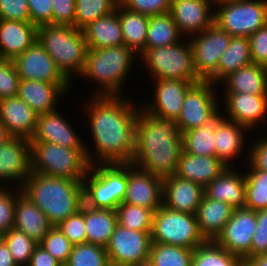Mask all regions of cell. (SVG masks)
Returning a JSON list of instances; mask_svg holds the SVG:
<instances>
[{
    "label": "cell",
    "instance_id": "6da1fadb",
    "mask_svg": "<svg viewBox=\"0 0 267 266\" xmlns=\"http://www.w3.org/2000/svg\"><path fill=\"white\" fill-rule=\"evenodd\" d=\"M85 101L83 113L87 115L88 125L90 123L88 129L94 145L93 150L85 143L90 165L131 163L135 151V121L141 106L122 95L91 96Z\"/></svg>",
    "mask_w": 267,
    "mask_h": 266
},
{
    "label": "cell",
    "instance_id": "7a4b0ae2",
    "mask_svg": "<svg viewBox=\"0 0 267 266\" xmlns=\"http://www.w3.org/2000/svg\"><path fill=\"white\" fill-rule=\"evenodd\" d=\"M183 140L175 120L139 109L135 121V151L131 163L162 178L177 171Z\"/></svg>",
    "mask_w": 267,
    "mask_h": 266
},
{
    "label": "cell",
    "instance_id": "3957f363",
    "mask_svg": "<svg viewBox=\"0 0 267 266\" xmlns=\"http://www.w3.org/2000/svg\"><path fill=\"white\" fill-rule=\"evenodd\" d=\"M21 189L47 216L52 226L77 213L84 203L82 180L31 172Z\"/></svg>",
    "mask_w": 267,
    "mask_h": 266
},
{
    "label": "cell",
    "instance_id": "277c9868",
    "mask_svg": "<svg viewBox=\"0 0 267 266\" xmlns=\"http://www.w3.org/2000/svg\"><path fill=\"white\" fill-rule=\"evenodd\" d=\"M136 56L125 45L88 49L83 71L78 77L96 84L92 96H121Z\"/></svg>",
    "mask_w": 267,
    "mask_h": 266
},
{
    "label": "cell",
    "instance_id": "5b68a950",
    "mask_svg": "<svg viewBox=\"0 0 267 266\" xmlns=\"http://www.w3.org/2000/svg\"><path fill=\"white\" fill-rule=\"evenodd\" d=\"M37 40L71 82L75 76L78 78L88 50L82 30L45 24L37 27Z\"/></svg>",
    "mask_w": 267,
    "mask_h": 266
},
{
    "label": "cell",
    "instance_id": "8992f818",
    "mask_svg": "<svg viewBox=\"0 0 267 266\" xmlns=\"http://www.w3.org/2000/svg\"><path fill=\"white\" fill-rule=\"evenodd\" d=\"M84 204L95 209L116 210L123 203L128 183V163L90 165L82 180Z\"/></svg>",
    "mask_w": 267,
    "mask_h": 266
},
{
    "label": "cell",
    "instance_id": "52a82bcc",
    "mask_svg": "<svg viewBox=\"0 0 267 266\" xmlns=\"http://www.w3.org/2000/svg\"><path fill=\"white\" fill-rule=\"evenodd\" d=\"M31 172L49 177L83 180L90 168L85 148H66L30 141Z\"/></svg>",
    "mask_w": 267,
    "mask_h": 266
},
{
    "label": "cell",
    "instance_id": "ba28073f",
    "mask_svg": "<svg viewBox=\"0 0 267 266\" xmlns=\"http://www.w3.org/2000/svg\"><path fill=\"white\" fill-rule=\"evenodd\" d=\"M138 57L146 70H149L152 80L173 79L194 83L203 81L194 67L189 38L171 46L145 49Z\"/></svg>",
    "mask_w": 267,
    "mask_h": 266
},
{
    "label": "cell",
    "instance_id": "9c48e42d",
    "mask_svg": "<svg viewBox=\"0 0 267 266\" xmlns=\"http://www.w3.org/2000/svg\"><path fill=\"white\" fill-rule=\"evenodd\" d=\"M214 23L230 36L249 37L267 24V0L216 3Z\"/></svg>",
    "mask_w": 267,
    "mask_h": 266
},
{
    "label": "cell",
    "instance_id": "30bf717a",
    "mask_svg": "<svg viewBox=\"0 0 267 266\" xmlns=\"http://www.w3.org/2000/svg\"><path fill=\"white\" fill-rule=\"evenodd\" d=\"M206 240L199 232L195 214L161 206L154 212L151 242L195 249Z\"/></svg>",
    "mask_w": 267,
    "mask_h": 266
},
{
    "label": "cell",
    "instance_id": "8fae6325",
    "mask_svg": "<svg viewBox=\"0 0 267 266\" xmlns=\"http://www.w3.org/2000/svg\"><path fill=\"white\" fill-rule=\"evenodd\" d=\"M215 88L217 85L212 82L201 81L187 91L182 109L175 121L182 134L207 124L221 112V97L217 93L219 90Z\"/></svg>",
    "mask_w": 267,
    "mask_h": 266
},
{
    "label": "cell",
    "instance_id": "7c38bea8",
    "mask_svg": "<svg viewBox=\"0 0 267 266\" xmlns=\"http://www.w3.org/2000/svg\"><path fill=\"white\" fill-rule=\"evenodd\" d=\"M231 37L215 23L203 32L191 36L194 67L203 81L217 83V65L221 55L228 48Z\"/></svg>",
    "mask_w": 267,
    "mask_h": 266
},
{
    "label": "cell",
    "instance_id": "4fadbf2b",
    "mask_svg": "<svg viewBox=\"0 0 267 266\" xmlns=\"http://www.w3.org/2000/svg\"><path fill=\"white\" fill-rule=\"evenodd\" d=\"M151 232H142L116 226L106 252L110 266H131L149 259Z\"/></svg>",
    "mask_w": 267,
    "mask_h": 266
},
{
    "label": "cell",
    "instance_id": "5bb4252c",
    "mask_svg": "<svg viewBox=\"0 0 267 266\" xmlns=\"http://www.w3.org/2000/svg\"><path fill=\"white\" fill-rule=\"evenodd\" d=\"M20 79L62 84L69 92L71 82L57 67L53 58L36 40L13 60Z\"/></svg>",
    "mask_w": 267,
    "mask_h": 266
},
{
    "label": "cell",
    "instance_id": "9a60e30c",
    "mask_svg": "<svg viewBox=\"0 0 267 266\" xmlns=\"http://www.w3.org/2000/svg\"><path fill=\"white\" fill-rule=\"evenodd\" d=\"M256 227L255 211L246 208L234 209L230 220L214 241L229 253L245 260L250 257Z\"/></svg>",
    "mask_w": 267,
    "mask_h": 266
},
{
    "label": "cell",
    "instance_id": "2e32d148",
    "mask_svg": "<svg viewBox=\"0 0 267 266\" xmlns=\"http://www.w3.org/2000/svg\"><path fill=\"white\" fill-rule=\"evenodd\" d=\"M152 100L143 101L141 109L147 114H154L162 118L177 120L182 109L187 91L194 82L173 79H157ZM150 102V103H149ZM144 103V104H143Z\"/></svg>",
    "mask_w": 267,
    "mask_h": 266
},
{
    "label": "cell",
    "instance_id": "e0dca14e",
    "mask_svg": "<svg viewBox=\"0 0 267 266\" xmlns=\"http://www.w3.org/2000/svg\"><path fill=\"white\" fill-rule=\"evenodd\" d=\"M225 94V95H224ZM224 95V96H223ZM223 118L246 126L251 131L267 123V95L223 93ZM225 103V104H224Z\"/></svg>",
    "mask_w": 267,
    "mask_h": 266
},
{
    "label": "cell",
    "instance_id": "ac0fdd59",
    "mask_svg": "<svg viewBox=\"0 0 267 266\" xmlns=\"http://www.w3.org/2000/svg\"><path fill=\"white\" fill-rule=\"evenodd\" d=\"M30 173V140L12 137L0 145V186L8 187V184L15 183L14 186L21 188Z\"/></svg>",
    "mask_w": 267,
    "mask_h": 266
},
{
    "label": "cell",
    "instance_id": "d6986e66",
    "mask_svg": "<svg viewBox=\"0 0 267 266\" xmlns=\"http://www.w3.org/2000/svg\"><path fill=\"white\" fill-rule=\"evenodd\" d=\"M214 6L213 0H171L169 13L186 39L214 23Z\"/></svg>",
    "mask_w": 267,
    "mask_h": 266
},
{
    "label": "cell",
    "instance_id": "ffe728a7",
    "mask_svg": "<svg viewBox=\"0 0 267 266\" xmlns=\"http://www.w3.org/2000/svg\"><path fill=\"white\" fill-rule=\"evenodd\" d=\"M163 178L128 163V183L123 203L154 211L162 206Z\"/></svg>",
    "mask_w": 267,
    "mask_h": 266
},
{
    "label": "cell",
    "instance_id": "44dd1931",
    "mask_svg": "<svg viewBox=\"0 0 267 266\" xmlns=\"http://www.w3.org/2000/svg\"><path fill=\"white\" fill-rule=\"evenodd\" d=\"M62 116L58 108L37 116V127L30 141H43L66 148H85V142L76 129ZM75 130V131H74Z\"/></svg>",
    "mask_w": 267,
    "mask_h": 266
},
{
    "label": "cell",
    "instance_id": "7402d4cb",
    "mask_svg": "<svg viewBox=\"0 0 267 266\" xmlns=\"http://www.w3.org/2000/svg\"><path fill=\"white\" fill-rule=\"evenodd\" d=\"M204 196V188L194 182L169 175L163 178L162 205L168 209L195 214Z\"/></svg>",
    "mask_w": 267,
    "mask_h": 266
},
{
    "label": "cell",
    "instance_id": "603a6c76",
    "mask_svg": "<svg viewBox=\"0 0 267 266\" xmlns=\"http://www.w3.org/2000/svg\"><path fill=\"white\" fill-rule=\"evenodd\" d=\"M249 130V132H248ZM251 130L246 126L237 124L236 122L223 119L218 125L214 133L215 141V156L220 159L228 167H235L233 158L236 161L239 159L243 160L244 163L249 159V147L245 148V134L250 133ZM244 147V148H243ZM243 149V150H242ZM248 150L244 152V150ZM246 155L244 157V155ZM245 158H240L242 156ZM237 158V159H236ZM242 159V160H241ZM232 163V164H231Z\"/></svg>",
    "mask_w": 267,
    "mask_h": 266
},
{
    "label": "cell",
    "instance_id": "cb8c5ba5",
    "mask_svg": "<svg viewBox=\"0 0 267 266\" xmlns=\"http://www.w3.org/2000/svg\"><path fill=\"white\" fill-rule=\"evenodd\" d=\"M37 116L18 96L0 100V119L11 137L31 140L36 131Z\"/></svg>",
    "mask_w": 267,
    "mask_h": 266
},
{
    "label": "cell",
    "instance_id": "d4e9b609",
    "mask_svg": "<svg viewBox=\"0 0 267 266\" xmlns=\"http://www.w3.org/2000/svg\"><path fill=\"white\" fill-rule=\"evenodd\" d=\"M66 93L62 84L20 79L17 96L39 115L57 109V102Z\"/></svg>",
    "mask_w": 267,
    "mask_h": 266
},
{
    "label": "cell",
    "instance_id": "484cf974",
    "mask_svg": "<svg viewBox=\"0 0 267 266\" xmlns=\"http://www.w3.org/2000/svg\"><path fill=\"white\" fill-rule=\"evenodd\" d=\"M227 167L217 178L204 188V195L210 199L226 202L234 209L245 207L244 172Z\"/></svg>",
    "mask_w": 267,
    "mask_h": 266
},
{
    "label": "cell",
    "instance_id": "4316f807",
    "mask_svg": "<svg viewBox=\"0 0 267 266\" xmlns=\"http://www.w3.org/2000/svg\"><path fill=\"white\" fill-rule=\"evenodd\" d=\"M37 40L31 22L0 19V58L14 60Z\"/></svg>",
    "mask_w": 267,
    "mask_h": 266
},
{
    "label": "cell",
    "instance_id": "83f0119b",
    "mask_svg": "<svg viewBox=\"0 0 267 266\" xmlns=\"http://www.w3.org/2000/svg\"><path fill=\"white\" fill-rule=\"evenodd\" d=\"M227 167L216 156H198L183 150L175 175L205 188Z\"/></svg>",
    "mask_w": 267,
    "mask_h": 266
},
{
    "label": "cell",
    "instance_id": "f1b7e54d",
    "mask_svg": "<svg viewBox=\"0 0 267 266\" xmlns=\"http://www.w3.org/2000/svg\"><path fill=\"white\" fill-rule=\"evenodd\" d=\"M51 227L47 216L22 192L21 188L17 187L13 228L25 233L39 244Z\"/></svg>",
    "mask_w": 267,
    "mask_h": 266
},
{
    "label": "cell",
    "instance_id": "f546056e",
    "mask_svg": "<svg viewBox=\"0 0 267 266\" xmlns=\"http://www.w3.org/2000/svg\"><path fill=\"white\" fill-rule=\"evenodd\" d=\"M82 31L88 49L124 45L119 20V3L113 12L91 22Z\"/></svg>",
    "mask_w": 267,
    "mask_h": 266
},
{
    "label": "cell",
    "instance_id": "4dcf8cb0",
    "mask_svg": "<svg viewBox=\"0 0 267 266\" xmlns=\"http://www.w3.org/2000/svg\"><path fill=\"white\" fill-rule=\"evenodd\" d=\"M234 208L226 202L203 196L195 217L205 240H215L230 220Z\"/></svg>",
    "mask_w": 267,
    "mask_h": 266
},
{
    "label": "cell",
    "instance_id": "1f68e13d",
    "mask_svg": "<svg viewBox=\"0 0 267 266\" xmlns=\"http://www.w3.org/2000/svg\"><path fill=\"white\" fill-rule=\"evenodd\" d=\"M221 83L224 93L267 95V67L250 63L228 75Z\"/></svg>",
    "mask_w": 267,
    "mask_h": 266
},
{
    "label": "cell",
    "instance_id": "d6a6232c",
    "mask_svg": "<svg viewBox=\"0 0 267 266\" xmlns=\"http://www.w3.org/2000/svg\"><path fill=\"white\" fill-rule=\"evenodd\" d=\"M117 225L116 210L95 209L85 205L86 243L106 248Z\"/></svg>",
    "mask_w": 267,
    "mask_h": 266
},
{
    "label": "cell",
    "instance_id": "836d02e7",
    "mask_svg": "<svg viewBox=\"0 0 267 266\" xmlns=\"http://www.w3.org/2000/svg\"><path fill=\"white\" fill-rule=\"evenodd\" d=\"M119 20L124 45L140 56L145 50L149 16L132 12L119 3Z\"/></svg>",
    "mask_w": 267,
    "mask_h": 266
},
{
    "label": "cell",
    "instance_id": "e575fe53",
    "mask_svg": "<svg viewBox=\"0 0 267 266\" xmlns=\"http://www.w3.org/2000/svg\"><path fill=\"white\" fill-rule=\"evenodd\" d=\"M252 63L248 37L232 36L217 65V85L239 68Z\"/></svg>",
    "mask_w": 267,
    "mask_h": 266
},
{
    "label": "cell",
    "instance_id": "d590c367",
    "mask_svg": "<svg viewBox=\"0 0 267 266\" xmlns=\"http://www.w3.org/2000/svg\"><path fill=\"white\" fill-rule=\"evenodd\" d=\"M223 119V114L220 112L207 124L183 133V150L198 156H215L214 133Z\"/></svg>",
    "mask_w": 267,
    "mask_h": 266
},
{
    "label": "cell",
    "instance_id": "8d00e7d4",
    "mask_svg": "<svg viewBox=\"0 0 267 266\" xmlns=\"http://www.w3.org/2000/svg\"><path fill=\"white\" fill-rule=\"evenodd\" d=\"M182 38L170 13L149 16L145 49L171 46Z\"/></svg>",
    "mask_w": 267,
    "mask_h": 266
},
{
    "label": "cell",
    "instance_id": "74e56055",
    "mask_svg": "<svg viewBox=\"0 0 267 266\" xmlns=\"http://www.w3.org/2000/svg\"><path fill=\"white\" fill-rule=\"evenodd\" d=\"M192 266H244V260L229 253L213 240L194 249Z\"/></svg>",
    "mask_w": 267,
    "mask_h": 266
},
{
    "label": "cell",
    "instance_id": "f35d334b",
    "mask_svg": "<svg viewBox=\"0 0 267 266\" xmlns=\"http://www.w3.org/2000/svg\"><path fill=\"white\" fill-rule=\"evenodd\" d=\"M193 249L151 243L149 260L153 266H192Z\"/></svg>",
    "mask_w": 267,
    "mask_h": 266
},
{
    "label": "cell",
    "instance_id": "ab89813d",
    "mask_svg": "<svg viewBox=\"0 0 267 266\" xmlns=\"http://www.w3.org/2000/svg\"><path fill=\"white\" fill-rule=\"evenodd\" d=\"M245 185V207L249 210L267 209V171L247 169Z\"/></svg>",
    "mask_w": 267,
    "mask_h": 266
},
{
    "label": "cell",
    "instance_id": "60d3db41",
    "mask_svg": "<svg viewBox=\"0 0 267 266\" xmlns=\"http://www.w3.org/2000/svg\"><path fill=\"white\" fill-rule=\"evenodd\" d=\"M154 210L129 203H121L116 208L118 224L126 229L151 232Z\"/></svg>",
    "mask_w": 267,
    "mask_h": 266
},
{
    "label": "cell",
    "instance_id": "b9f144b4",
    "mask_svg": "<svg viewBox=\"0 0 267 266\" xmlns=\"http://www.w3.org/2000/svg\"><path fill=\"white\" fill-rule=\"evenodd\" d=\"M118 3L119 0H76L74 27L84 29L96 19L113 12Z\"/></svg>",
    "mask_w": 267,
    "mask_h": 266
},
{
    "label": "cell",
    "instance_id": "7bdbcfd3",
    "mask_svg": "<svg viewBox=\"0 0 267 266\" xmlns=\"http://www.w3.org/2000/svg\"><path fill=\"white\" fill-rule=\"evenodd\" d=\"M64 266H110L105 247L92 243L73 245Z\"/></svg>",
    "mask_w": 267,
    "mask_h": 266
},
{
    "label": "cell",
    "instance_id": "ee69618b",
    "mask_svg": "<svg viewBox=\"0 0 267 266\" xmlns=\"http://www.w3.org/2000/svg\"><path fill=\"white\" fill-rule=\"evenodd\" d=\"M1 238L7 244L17 266H27L38 243L16 228H11Z\"/></svg>",
    "mask_w": 267,
    "mask_h": 266
},
{
    "label": "cell",
    "instance_id": "f6af8a7d",
    "mask_svg": "<svg viewBox=\"0 0 267 266\" xmlns=\"http://www.w3.org/2000/svg\"><path fill=\"white\" fill-rule=\"evenodd\" d=\"M39 244L63 266L68 262L73 248V244L56 226L49 229Z\"/></svg>",
    "mask_w": 267,
    "mask_h": 266
},
{
    "label": "cell",
    "instance_id": "bcb514c9",
    "mask_svg": "<svg viewBox=\"0 0 267 266\" xmlns=\"http://www.w3.org/2000/svg\"><path fill=\"white\" fill-rule=\"evenodd\" d=\"M56 227L68 238L73 245L86 243L85 204L74 215L61 221Z\"/></svg>",
    "mask_w": 267,
    "mask_h": 266
},
{
    "label": "cell",
    "instance_id": "7dc6e473",
    "mask_svg": "<svg viewBox=\"0 0 267 266\" xmlns=\"http://www.w3.org/2000/svg\"><path fill=\"white\" fill-rule=\"evenodd\" d=\"M0 186V237L13 228L15 207L17 201V187L13 191Z\"/></svg>",
    "mask_w": 267,
    "mask_h": 266
},
{
    "label": "cell",
    "instance_id": "c3c4849f",
    "mask_svg": "<svg viewBox=\"0 0 267 266\" xmlns=\"http://www.w3.org/2000/svg\"><path fill=\"white\" fill-rule=\"evenodd\" d=\"M19 80L13 60L0 58V100L17 96Z\"/></svg>",
    "mask_w": 267,
    "mask_h": 266
},
{
    "label": "cell",
    "instance_id": "681fc988",
    "mask_svg": "<svg viewBox=\"0 0 267 266\" xmlns=\"http://www.w3.org/2000/svg\"><path fill=\"white\" fill-rule=\"evenodd\" d=\"M126 9L147 16L169 13L171 0H119Z\"/></svg>",
    "mask_w": 267,
    "mask_h": 266
},
{
    "label": "cell",
    "instance_id": "f907efd6",
    "mask_svg": "<svg viewBox=\"0 0 267 266\" xmlns=\"http://www.w3.org/2000/svg\"><path fill=\"white\" fill-rule=\"evenodd\" d=\"M257 227L253 234L250 257L267 254V209L255 211Z\"/></svg>",
    "mask_w": 267,
    "mask_h": 266
},
{
    "label": "cell",
    "instance_id": "816d5d0a",
    "mask_svg": "<svg viewBox=\"0 0 267 266\" xmlns=\"http://www.w3.org/2000/svg\"><path fill=\"white\" fill-rule=\"evenodd\" d=\"M0 19L30 22L27 0H0Z\"/></svg>",
    "mask_w": 267,
    "mask_h": 266
},
{
    "label": "cell",
    "instance_id": "f5cc1de1",
    "mask_svg": "<svg viewBox=\"0 0 267 266\" xmlns=\"http://www.w3.org/2000/svg\"><path fill=\"white\" fill-rule=\"evenodd\" d=\"M252 63L267 67V24L248 37Z\"/></svg>",
    "mask_w": 267,
    "mask_h": 266
},
{
    "label": "cell",
    "instance_id": "db71d44e",
    "mask_svg": "<svg viewBox=\"0 0 267 266\" xmlns=\"http://www.w3.org/2000/svg\"><path fill=\"white\" fill-rule=\"evenodd\" d=\"M52 24L74 27L76 0H51Z\"/></svg>",
    "mask_w": 267,
    "mask_h": 266
},
{
    "label": "cell",
    "instance_id": "11a10c76",
    "mask_svg": "<svg viewBox=\"0 0 267 266\" xmlns=\"http://www.w3.org/2000/svg\"><path fill=\"white\" fill-rule=\"evenodd\" d=\"M260 137L256 138L255 142L251 140L249 159L245 162V165L249 163L246 165L247 168L249 167L248 169L267 171V135H261Z\"/></svg>",
    "mask_w": 267,
    "mask_h": 266
},
{
    "label": "cell",
    "instance_id": "9f6ffc18",
    "mask_svg": "<svg viewBox=\"0 0 267 266\" xmlns=\"http://www.w3.org/2000/svg\"><path fill=\"white\" fill-rule=\"evenodd\" d=\"M30 22L41 26L52 24L53 8L51 0H27Z\"/></svg>",
    "mask_w": 267,
    "mask_h": 266
},
{
    "label": "cell",
    "instance_id": "6f0895ef",
    "mask_svg": "<svg viewBox=\"0 0 267 266\" xmlns=\"http://www.w3.org/2000/svg\"><path fill=\"white\" fill-rule=\"evenodd\" d=\"M27 266H63L55 257L45 250L40 244L34 248Z\"/></svg>",
    "mask_w": 267,
    "mask_h": 266
},
{
    "label": "cell",
    "instance_id": "680465c9",
    "mask_svg": "<svg viewBox=\"0 0 267 266\" xmlns=\"http://www.w3.org/2000/svg\"><path fill=\"white\" fill-rule=\"evenodd\" d=\"M0 266H17L5 241L0 237Z\"/></svg>",
    "mask_w": 267,
    "mask_h": 266
},
{
    "label": "cell",
    "instance_id": "91938a15",
    "mask_svg": "<svg viewBox=\"0 0 267 266\" xmlns=\"http://www.w3.org/2000/svg\"><path fill=\"white\" fill-rule=\"evenodd\" d=\"M244 266H267V254L246 258Z\"/></svg>",
    "mask_w": 267,
    "mask_h": 266
},
{
    "label": "cell",
    "instance_id": "94428289",
    "mask_svg": "<svg viewBox=\"0 0 267 266\" xmlns=\"http://www.w3.org/2000/svg\"><path fill=\"white\" fill-rule=\"evenodd\" d=\"M12 137L9 135L7 129L0 119V145L5 144Z\"/></svg>",
    "mask_w": 267,
    "mask_h": 266
},
{
    "label": "cell",
    "instance_id": "6125c7cd",
    "mask_svg": "<svg viewBox=\"0 0 267 266\" xmlns=\"http://www.w3.org/2000/svg\"><path fill=\"white\" fill-rule=\"evenodd\" d=\"M131 266H153V264L149 259H147L145 261L138 262L137 264Z\"/></svg>",
    "mask_w": 267,
    "mask_h": 266
},
{
    "label": "cell",
    "instance_id": "be15d7a7",
    "mask_svg": "<svg viewBox=\"0 0 267 266\" xmlns=\"http://www.w3.org/2000/svg\"><path fill=\"white\" fill-rule=\"evenodd\" d=\"M224 1H232V0H213V3L216 4V3H221Z\"/></svg>",
    "mask_w": 267,
    "mask_h": 266
}]
</instances>
